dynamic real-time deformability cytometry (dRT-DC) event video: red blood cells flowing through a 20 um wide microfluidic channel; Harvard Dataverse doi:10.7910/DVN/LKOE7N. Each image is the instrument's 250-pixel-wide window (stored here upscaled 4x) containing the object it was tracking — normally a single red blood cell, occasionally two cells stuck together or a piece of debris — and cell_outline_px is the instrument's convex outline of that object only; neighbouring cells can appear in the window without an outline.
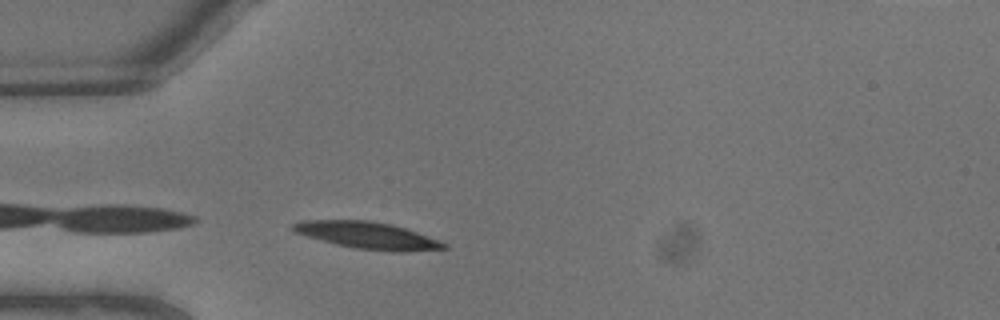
{"species": "common noctule bat (a hibernating species)", "species_latin": "Nyctalus noctula", "temperature_condition": "warm", "stored_images_in_passage": 5, "camera_frame_rate_fps": 3000, "um_per_image_px": 0.085, "animal": {"sex": "male", "body_mass_g": 13.3}, "frame": {"image": 1, "passage_image": 2, "time_ms": 0.333, "image_size_px": [1000, 320], "cell_outline_px": [[448, 248], [400, 252], [356, 248], [336, 244], [320, 240], [296, 232], [292, 228], [292, 224], [300, 220], [372, 220], [392, 224], [440, 240], [448, 244]], "centroid_in_image_um": [31.26, 19.99], "position_along_channel_um": 53.7, "area_um2": 23.47}}
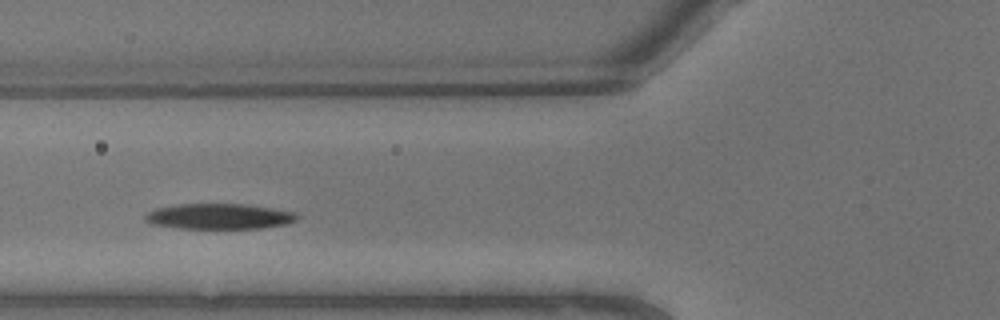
{"frame": {"image": 2, "passage_image": 4, "time_ms": 1.0, "image_size_px": [1000, 320], "cell_outline_px": [[300, 216], [296, 220], [284, 224], [260, 228], [180, 228], [152, 224], [144, 220], [144, 216], [148, 212], [156, 208], [176, 204], [248, 204], [296, 212]], "centroid_in_image_um": [18.63, 18.38], "position_along_channel_um": 107.2, "area_um2": 22.54}}